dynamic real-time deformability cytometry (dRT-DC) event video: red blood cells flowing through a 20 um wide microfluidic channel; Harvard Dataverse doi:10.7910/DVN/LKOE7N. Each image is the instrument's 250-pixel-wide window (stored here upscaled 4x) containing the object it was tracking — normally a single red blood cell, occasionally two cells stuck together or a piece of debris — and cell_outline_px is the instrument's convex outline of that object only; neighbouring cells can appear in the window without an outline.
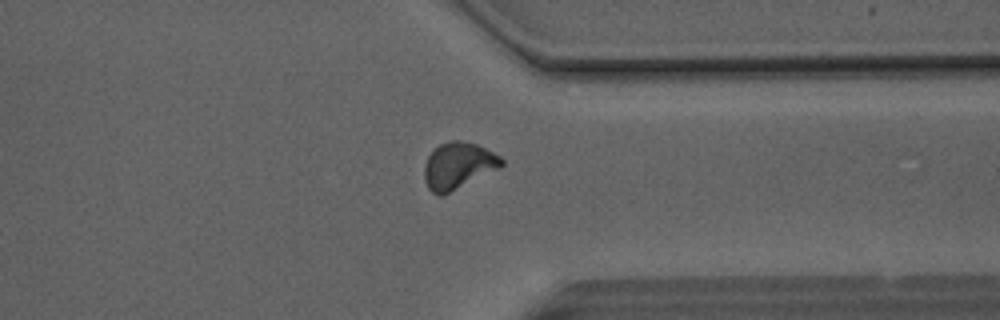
{"species": "Egyptian fruit bat (a non-hibernating species)", "species_latin": "Rousettus aegyptiacus", "temperature_condition": "room temperature", "stored_images_in_passage": 47, "camera_frame_rate_fps": 3000, "um_per_image_px": 0.085, "animal": {"sex": "male"}, "frame": {"image": 1, "passage_image": 36, "time_ms": 11.667, "image_size_px": [1000, 320], "cell_outline_px": [[504, 164], [500, 168], [444, 196], [436, 196], [428, 188], [424, 180], [424, 164], [428, 156], [440, 144], [448, 140], [460, 140], [476, 144], [500, 156], [504, 160]], "centroid_in_image_um": [38.94, 14.11], "position_along_channel_um": 372.5, "area_um2": 21.21}}
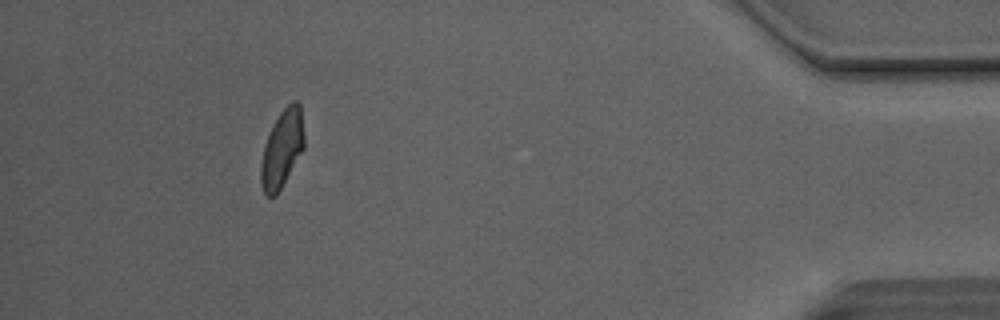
{"frame": {"image": 2, "passage_image": 43, "time_ms": 14.0, "image_size_px": [1000, 320], "cell_outline_px": [[304, 148], [276, 196], [264, 196], [260, 184], [260, 164], [264, 144], [280, 112], [292, 100], [296, 100], [300, 104], [304, 136]], "centroid_in_image_um": [23.96, 12.67], "position_along_channel_um": 411.2, "area_um2": 19.54}, "authors_computed_cell_mechanics": {"area_um2": 20.23, "velocity_mm_per_s": 4.1097, "shape_relaxation_time_tau1_ms": 5.0932, "shape_relaxation_time_tau2_ms": 1.5139, "deformation_change_tau1": 0.1409, "deformation_change_tau2": 0.0661}}